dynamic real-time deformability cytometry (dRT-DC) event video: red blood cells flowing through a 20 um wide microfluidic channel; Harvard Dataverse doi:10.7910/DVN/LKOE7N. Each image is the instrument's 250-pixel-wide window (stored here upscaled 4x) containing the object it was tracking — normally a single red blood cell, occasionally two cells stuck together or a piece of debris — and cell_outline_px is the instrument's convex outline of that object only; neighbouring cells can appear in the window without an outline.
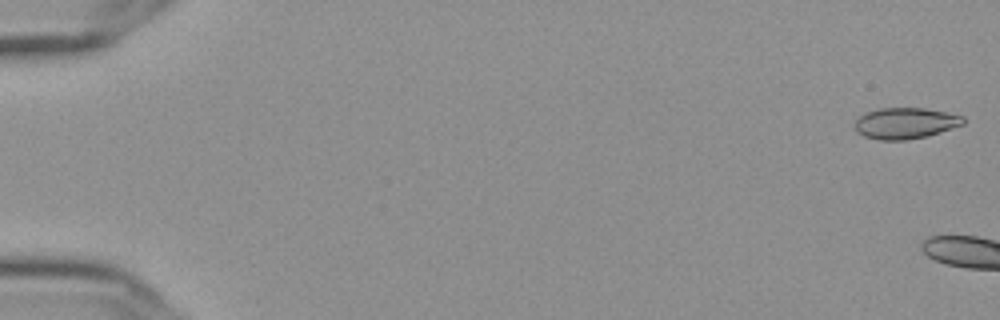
{"species": "Egyptian fruit bat (a non-hibernating species)", "species_latin": "Rousettus aegyptiacus", "temperature_condition": "cold", "stored_images_in_passage": 10, "camera_frame_rate_fps": 3000, "um_per_image_px": 0.085, "frame": {"image": 1, "passage_image": 1, "time_ms": 0.0, "image_size_px": [1000, 320], "cell_outline_px": [[964, 124], [940, 132], [924, 136], [904, 140], [880, 140], [864, 136], [856, 132], [856, 120], [864, 112], [880, 108], [924, 108], [964, 116]], "centroid_in_image_um": [76.93, 10.47], "position_along_channel_um": 8.1, "area_um2": 19.48}}